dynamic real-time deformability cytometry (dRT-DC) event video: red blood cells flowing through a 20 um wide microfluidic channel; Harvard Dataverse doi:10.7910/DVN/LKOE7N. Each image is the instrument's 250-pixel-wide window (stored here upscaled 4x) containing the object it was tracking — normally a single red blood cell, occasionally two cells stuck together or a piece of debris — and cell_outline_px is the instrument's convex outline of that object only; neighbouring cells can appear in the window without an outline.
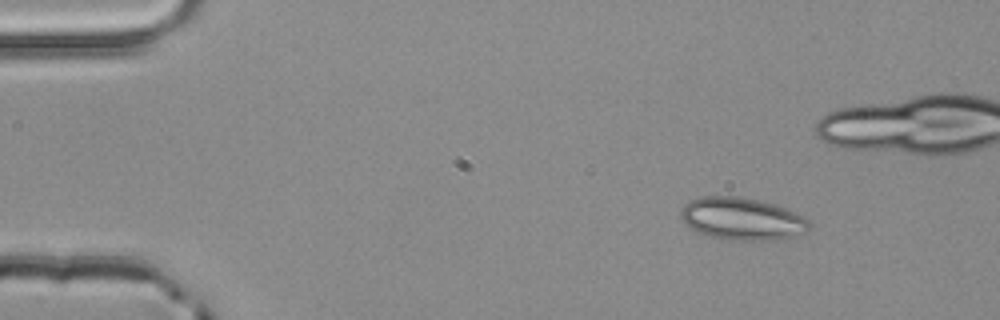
{"species": "common noctule bat (a hibernating species)", "species_latin": "Nyctalus noctula", "temperature_condition": "room temperature", "stored_images_in_passage": 4, "camera_frame_rate_fps": 3000, "um_per_image_px": 0.085, "animal": {"sex": "male", "body_mass_g": 20.4}, "frame": {"image": 1, "passage_image": 1, "time_ms": 0.0, "image_size_px": [1000, 320], "cell_outline_px": [[812, 228], [808, 232], [772, 240], [732, 240], [708, 236], [688, 228], [680, 220], [680, 208], [684, 204], [700, 196], [740, 196], [760, 200], [796, 212], [804, 216], [812, 224]], "centroid_in_image_um": [63.05, 18.59], "position_along_channel_um": 22.0, "area_um2": 32.14}}